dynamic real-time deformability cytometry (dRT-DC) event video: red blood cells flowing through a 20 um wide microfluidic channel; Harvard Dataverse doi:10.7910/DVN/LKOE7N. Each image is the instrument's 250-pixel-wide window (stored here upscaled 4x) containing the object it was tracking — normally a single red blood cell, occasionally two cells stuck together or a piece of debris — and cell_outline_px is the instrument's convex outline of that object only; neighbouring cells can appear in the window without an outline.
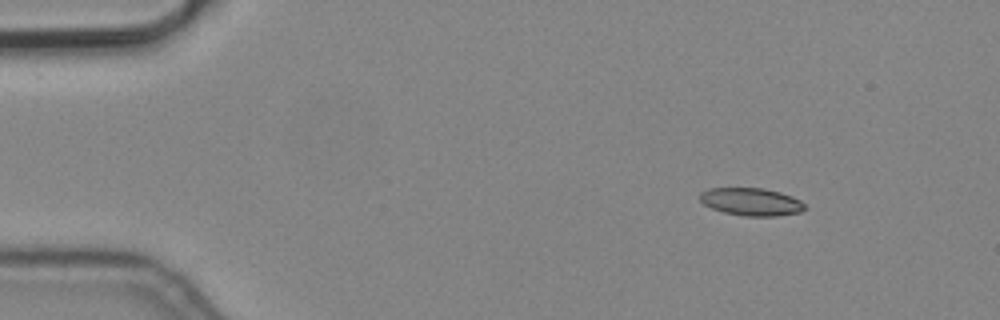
{"species": "common noctule bat (a hibernating species)", "species_latin": "Nyctalus noctula", "temperature_condition": "cold", "stored_images_in_passage": 4, "camera_frame_rate_fps": 3000, "um_per_image_px": 0.085, "animal": {"sex": "male", "body_mass_g": 19.2, "forearm_length_mm": 51.8}, "frame": {"image": 1, "passage_image": 1, "time_ms": 0.0, "image_size_px": [1000, 320], "cell_outline_px": [[808, 208], [800, 212], [776, 216], [744, 216], [724, 212], [712, 208], [704, 204], [700, 200], [700, 192], [708, 188], [764, 188], [780, 192], [792, 196], [800, 200]], "centroid_in_image_um": [63.87, 17.15], "position_along_channel_um": 21.1, "area_um2": 16.99}}